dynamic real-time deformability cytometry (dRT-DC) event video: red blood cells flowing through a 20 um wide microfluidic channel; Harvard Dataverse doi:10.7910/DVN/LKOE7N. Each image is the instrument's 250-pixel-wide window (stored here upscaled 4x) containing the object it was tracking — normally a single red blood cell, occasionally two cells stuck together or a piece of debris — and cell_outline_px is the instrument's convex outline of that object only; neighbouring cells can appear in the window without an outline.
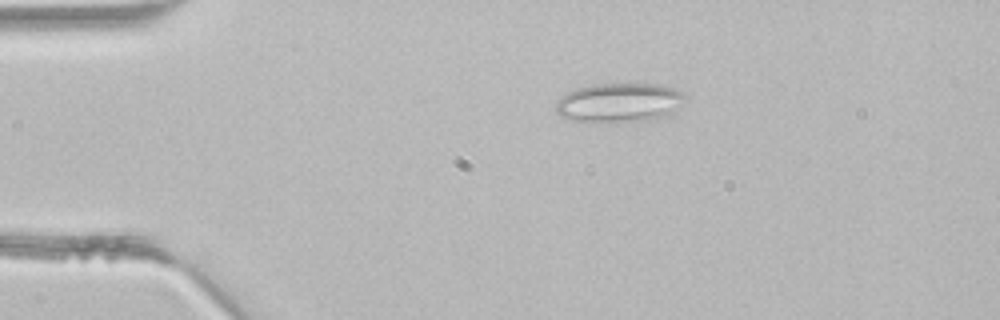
{"species": "common noctule bat (a hibernating species)", "species_latin": "Nyctalus noctula", "temperature_condition": "room temperature", "stored_images_in_passage": 2, "camera_frame_rate_fps": 3000, "um_per_image_px": 0.085, "animal": {"sex": "male", "body_mass_g": 21.5, "forearm_length_mm": 52.0}, "frame": {"image": 1, "passage_image": 1, "time_ms": 0.0, "image_size_px": [1000, 320], "cell_outline_px": [[684, 96], [680, 104], [672, 116], [664, 120], [616, 124], [572, 120], [560, 116], [556, 112], [556, 104], [568, 92], [576, 88], [596, 84], [660, 84], [684, 92]], "centroid_in_image_um": [52.71, 8.78], "position_along_channel_um": 32.3, "area_um2": 30.46}}